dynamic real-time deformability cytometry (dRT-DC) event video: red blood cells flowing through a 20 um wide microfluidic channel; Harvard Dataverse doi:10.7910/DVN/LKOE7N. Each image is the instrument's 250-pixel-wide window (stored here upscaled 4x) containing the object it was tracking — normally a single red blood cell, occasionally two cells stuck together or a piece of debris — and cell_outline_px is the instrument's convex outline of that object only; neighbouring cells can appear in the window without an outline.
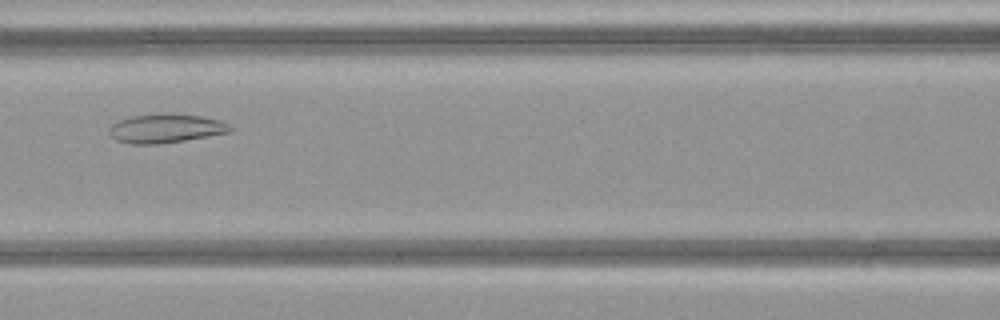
{"species": "common noctule bat (a hibernating species)", "species_latin": "Nyctalus noctula", "temperature_condition": "warm", "stored_images_in_passage": 46, "camera_frame_rate_fps": 3000, "um_per_image_px": 0.085, "animal": {"sex": "female", "body_mass_g": 21.9}, "frame": {"image": 1, "passage_image": 19, "time_ms": 6.0, "image_size_px": [1000, 320], "cell_outline_px": [[232, 128], [228, 132], [184, 140], [160, 144], [132, 144], [116, 140], [108, 132], [108, 128], [116, 120], [132, 116], [200, 116], [220, 120], [228, 124]], "centroid_in_image_um": [14.02, 10.95], "position_along_channel_um": 152.6, "area_um2": 19.48}}
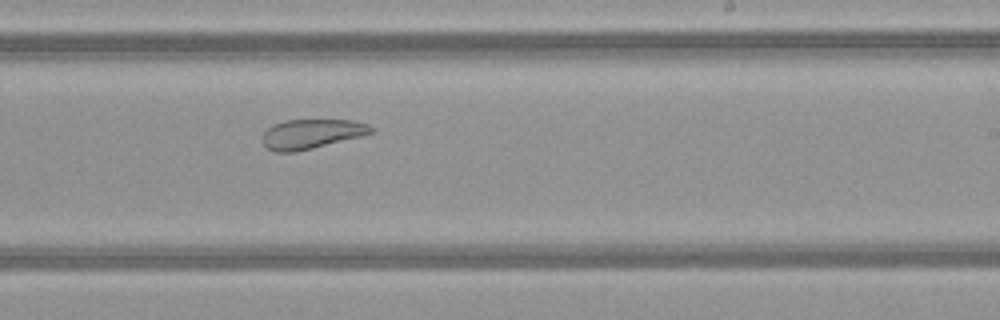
{"frame": {"image": 2, "passage_image": 27, "time_ms": 8.667, "image_size_px": [1000, 320], "cell_outline_px": [[376, 128], [372, 132], [360, 136], [296, 152], [276, 152], [268, 148], [264, 144], [264, 132], [272, 124], [284, 120], [352, 120], [368, 124]], "centroid_in_image_um": [26.48, 11.37], "position_along_channel_um": 262.5, "area_um2": 18.5}}
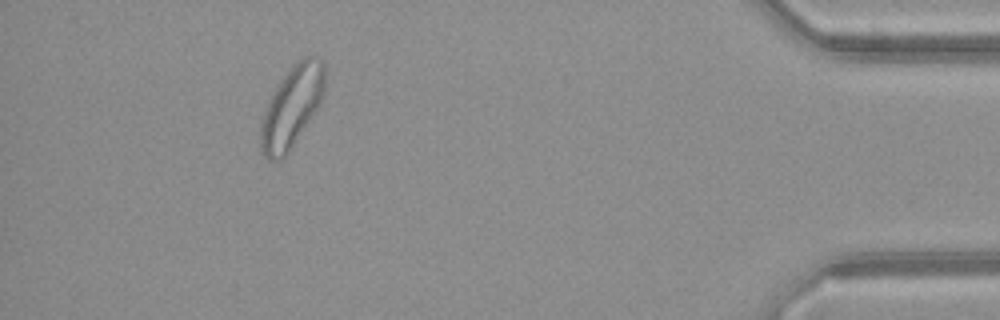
{"frame": {"image": 3, "passage_image": 42, "time_ms": 13.667, "image_size_px": [1000, 320], "cell_outline_px": [[324, 96], [320, 104], [288, 152], [280, 160], [268, 160], [260, 152], [260, 124], [264, 112], [280, 80], [292, 64], [300, 56], [316, 56], [324, 60]], "centroid_in_image_um": [24.81, 9.05], "position_along_channel_um": 410.4, "area_um2": 30.35}, "authors_computed_cell_mechanics": {"area_um2": 27.6862, "velocity_mm_per_s": 4.1354, "shape_relaxation_time_tau1_ms": null, "shape_relaxation_time_tau2_ms": 2.2522, "deformation_change_tau1": null, "deformation_change_tau2": 0.0984}}